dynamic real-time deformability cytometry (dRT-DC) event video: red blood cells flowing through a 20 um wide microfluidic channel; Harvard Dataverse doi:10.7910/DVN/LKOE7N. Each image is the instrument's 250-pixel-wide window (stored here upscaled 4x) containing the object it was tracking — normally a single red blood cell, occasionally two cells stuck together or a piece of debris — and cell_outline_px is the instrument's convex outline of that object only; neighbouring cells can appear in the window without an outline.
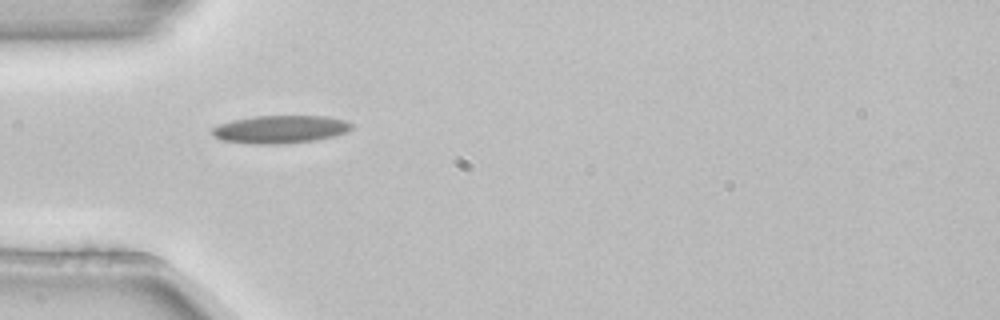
{"species": "common noctule bat (a hibernating species)", "species_latin": "Nyctalus noctula", "temperature_condition": "room temperature", "stored_images_in_passage": 1, "camera_frame_rate_fps": 3000, "um_per_image_px": 0.085, "animal": {"sex": "female", "body_mass_g": 22.7, "forearm_length_mm": 54.2}, "frame": {"image": 1, "passage_image": 1, "time_ms": 0.0, "image_size_px": [1000, 320], "cell_outline_px": [[352, 128], [348, 132], [316, 140], [280, 144], [252, 144], [220, 140], [212, 132], [212, 128], [220, 124], [232, 120], [252, 116], [324, 116], [344, 120], [352, 124]], "centroid_in_image_um": [23.82, 10.99], "position_along_channel_um": 61.2, "area_um2": 22.6}}